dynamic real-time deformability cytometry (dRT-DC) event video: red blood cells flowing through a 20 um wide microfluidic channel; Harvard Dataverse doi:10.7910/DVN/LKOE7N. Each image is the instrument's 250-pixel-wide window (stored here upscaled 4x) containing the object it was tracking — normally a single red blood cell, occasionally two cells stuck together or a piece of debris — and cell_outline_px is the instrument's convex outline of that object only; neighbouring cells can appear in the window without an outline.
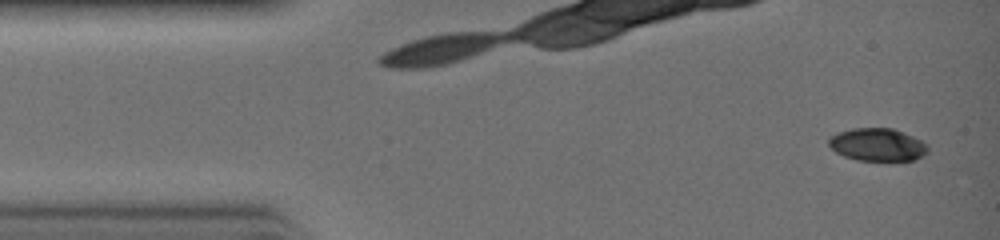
{"species": "common noctule bat (a hibernating species)", "species_latin": "Nyctalus noctula", "temperature_condition": "warm", "stored_images_in_passage": 31, "camera_frame_rate_fps": 3000, "um_per_image_px": 0.085, "animal": {"sex": "female", "body_mass_g": 19.0, "forearm_length_mm": 51.5}, "frame": {"image": 1, "passage_image": 1, "time_ms": 0.0, "image_size_px": [1000, 240], "cell_outline_px": [[928, 152], [924, 156], [916, 160], [856, 160], [844, 156], [836, 152], [828, 144], [828, 140], [836, 132], [852, 128], [892, 128], [904, 132], [928, 144]], "centroid_in_image_um": [74.6, 12.29], "position_along_channel_um": 10.4, "area_um2": 19.02}}
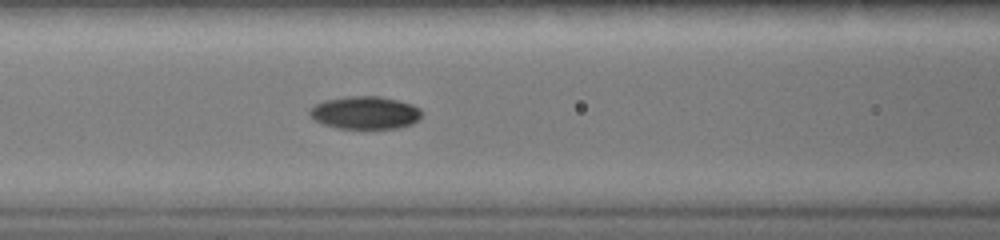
{"frame": {"image": 2, "passage_image": 12, "time_ms": 3.667, "image_size_px": [1000, 240], "cell_outline_px": [[424, 112], [412, 124], [396, 128], [336, 128], [324, 124], [308, 116], [308, 108], [324, 100], [348, 96], [380, 96], [412, 104], [420, 108]], "centroid_in_image_um": [31.0, 9.57], "position_along_channel_um": 135.6, "area_um2": 21.44}}
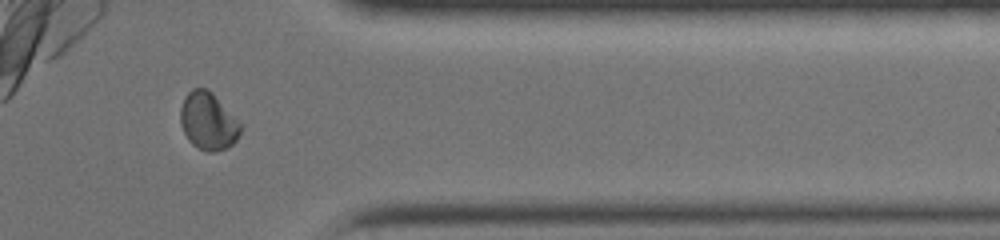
{"frame": {"image": 3, "passage_image": 25, "time_ms": 8.0, "image_size_px": [1000, 240], "cell_outline_px": [[244, 124], [236, 140], [232, 144], [216, 152], [208, 152], [192, 144], [188, 140], [180, 124], [180, 108], [184, 96], [192, 88], [204, 88], [212, 92]], "centroid_in_image_um": [17.71, 10.28], "position_along_channel_um": 393.7, "area_um2": 20.4}}